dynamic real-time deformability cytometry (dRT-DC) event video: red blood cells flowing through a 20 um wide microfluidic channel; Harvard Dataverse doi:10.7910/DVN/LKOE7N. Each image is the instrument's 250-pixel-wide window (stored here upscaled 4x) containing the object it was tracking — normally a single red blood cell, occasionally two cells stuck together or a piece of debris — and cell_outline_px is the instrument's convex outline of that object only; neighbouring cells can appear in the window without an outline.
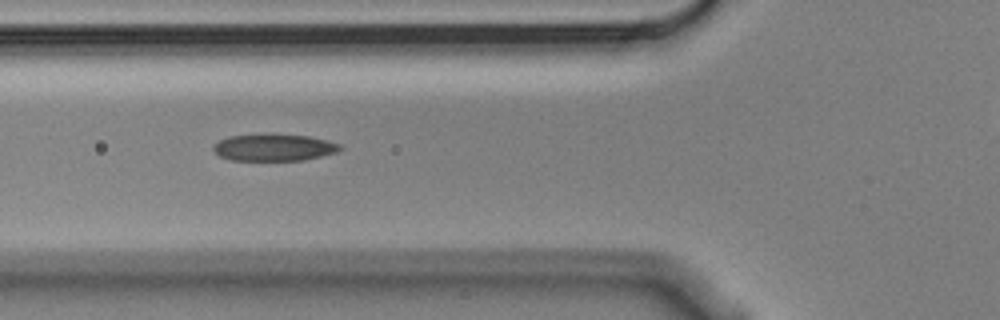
{"species": "Egyptian fruit bat (a non-hibernating species)", "species_latin": "Rousettus aegyptiacus", "temperature_condition": "cold", "stored_images_in_passage": 6, "camera_frame_rate_fps": 3000, "um_per_image_px": 0.085, "animal": {"sex": "male"}, "frame": {"image": 1, "passage_image": 5, "time_ms": 1.333, "image_size_px": [1000, 320], "cell_outline_px": [[340, 148], [336, 152], [304, 160], [232, 160], [220, 156], [212, 148], [220, 140], [228, 136], [308, 136], [328, 140], [340, 144]], "centroid_in_image_um": [23.3, 12.56], "position_along_channel_um": 102.5, "area_um2": 18.96}}
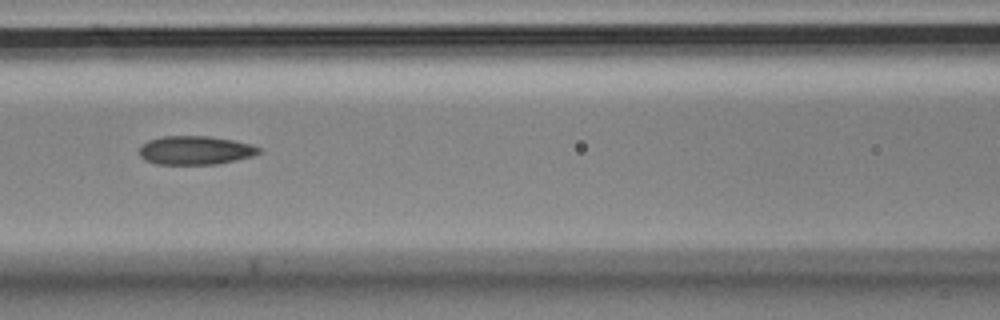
{"frame": {"image": 2, "passage_image": 6, "time_ms": 1.667, "image_size_px": [1000, 320], "cell_outline_px": [[260, 152], [252, 156], [236, 160], [216, 164], [156, 164], [144, 160], [140, 156], [140, 144], [148, 140], [164, 136], [208, 136], [232, 140], [252, 144], [260, 148]], "centroid_in_image_um": [16.57, 12.77], "position_along_channel_um": 150.0, "area_um2": 20.0}}